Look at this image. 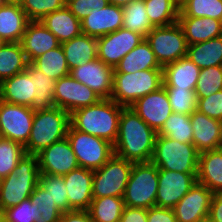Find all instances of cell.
<instances>
[{"instance_id":"11","label":"cell","mask_w":222,"mask_h":222,"mask_svg":"<svg viewBox=\"0 0 222 222\" xmlns=\"http://www.w3.org/2000/svg\"><path fill=\"white\" fill-rule=\"evenodd\" d=\"M34 110L0 100V132L2 137L25 146L29 140Z\"/></svg>"},{"instance_id":"40","label":"cell","mask_w":222,"mask_h":222,"mask_svg":"<svg viewBox=\"0 0 222 222\" xmlns=\"http://www.w3.org/2000/svg\"><path fill=\"white\" fill-rule=\"evenodd\" d=\"M179 17H208L222 21V0H186Z\"/></svg>"},{"instance_id":"1","label":"cell","mask_w":222,"mask_h":222,"mask_svg":"<svg viewBox=\"0 0 222 222\" xmlns=\"http://www.w3.org/2000/svg\"><path fill=\"white\" fill-rule=\"evenodd\" d=\"M157 133L130 107H123L114 154L134 163L151 162Z\"/></svg>"},{"instance_id":"26","label":"cell","mask_w":222,"mask_h":222,"mask_svg":"<svg viewBox=\"0 0 222 222\" xmlns=\"http://www.w3.org/2000/svg\"><path fill=\"white\" fill-rule=\"evenodd\" d=\"M40 22L56 36L60 44L82 34L81 22L66 5L47 14Z\"/></svg>"},{"instance_id":"9","label":"cell","mask_w":222,"mask_h":222,"mask_svg":"<svg viewBox=\"0 0 222 222\" xmlns=\"http://www.w3.org/2000/svg\"><path fill=\"white\" fill-rule=\"evenodd\" d=\"M134 162L113 156L93 170L92 197H123Z\"/></svg>"},{"instance_id":"19","label":"cell","mask_w":222,"mask_h":222,"mask_svg":"<svg viewBox=\"0 0 222 222\" xmlns=\"http://www.w3.org/2000/svg\"><path fill=\"white\" fill-rule=\"evenodd\" d=\"M69 211H88L92 197L93 170L78 167L63 175Z\"/></svg>"},{"instance_id":"58","label":"cell","mask_w":222,"mask_h":222,"mask_svg":"<svg viewBox=\"0 0 222 222\" xmlns=\"http://www.w3.org/2000/svg\"><path fill=\"white\" fill-rule=\"evenodd\" d=\"M6 4H7V3H6L5 0H0V7L4 6V5H6Z\"/></svg>"},{"instance_id":"32","label":"cell","mask_w":222,"mask_h":222,"mask_svg":"<svg viewBox=\"0 0 222 222\" xmlns=\"http://www.w3.org/2000/svg\"><path fill=\"white\" fill-rule=\"evenodd\" d=\"M28 61L21 42L0 46V83L27 69Z\"/></svg>"},{"instance_id":"5","label":"cell","mask_w":222,"mask_h":222,"mask_svg":"<svg viewBox=\"0 0 222 222\" xmlns=\"http://www.w3.org/2000/svg\"><path fill=\"white\" fill-rule=\"evenodd\" d=\"M163 86V69H148L136 73H113L111 99L130 107L139 98Z\"/></svg>"},{"instance_id":"7","label":"cell","mask_w":222,"mask_h":222,"mask_svg":"<svg viewBox=\"0 0 222 222\" xmlns=\"http://www.w3.org/2000/svg\"><path fill=\"white\" fill-rule=\"evenodd\" d=\"M158 167L152 162L133 163L123 196L124 206L149 209L156 206Z\"/></svg>"},{"instance_id":"3","label":"cell","mask_w":222,"mask_h":222,"mask_svg":"<svg viewBox=\"0 0 222 222\" xmlns=\"http://www.w3.org/2000/svg\"><path fill=\"white\" fill-rule=\"evenodd\" d=\"M69 126L70 114L59 107L36 110L31 134L24 146L26 154L36 155L54 142L64 139Z\"/></svg>"},{"instance_id":"16","label":"cell","mask_w":222,"mask_h":222,"mask_svg":"<svg viewBox=\"0 0 222 222\" xmlns=\"http://www.w3.org/2000/svg\"><path fill=\"white\" fill-rule=\"evenodd\" d=\"M130 108L156 133L173 113L164 86L135 101Z\"/></svg>"},{"instance_id":"24","label":"cell","mask_w":222,"mask_h":222,"mask_svg":"<svg viewBox=\"0 0 222 222\" xmlns=\"http://www.w3.org/2000/svg\"><path fill=\"white\" fill-rule=\"evenodd\" d=\"M191 127L193 129L192 143L199 153L216 150L219 147L221 121L210 118L195 110L190 115Z\"/></svg>"},{"instance_id":"8","label":"cell","mask_w":222,"mask_h":222,"mask_svg":"<svg viewBox=\"0 0 222 222\" xmlns=\"http://www.w3.org/2000/svg\"><path fill=\"white\" fill-rule=\"evenodd\" d=\"M66 137L74 151L79 167L90 170L99 169L114 154L112 143L76 130L71 124Z\"/></svg>"},{"instance_id":"41","label":"cell","mask_w":222,"mask_h":222,"mask_svg":"<svg viewBox=\"0 0 222 222\" xmlns=\"http://www.w3.org/2000/svg\"><path fill=\"white\" fill-rule=\"evenodd\" d=\"M25 154L22 144L2 137L0 139V177L3 179L13 172Z\"/></svg>"},{"instance_id":"33","label":"cell","mask_w":222,"mask_h":222,"mask_svg":"<svg viewBox=\"0 0 222 222\" xmlns=\"http://www.w3.org/2000/svg\"><path fill=\"white\" fill-rule=\"evenodd\" d=\"M31 64L43 74L56 81L70 75V70L61 44L37 57Z\"/></svg>"},{"instance_id":"59","label":"cell","mask_w":222,"mask_h":222,"mask_svg":"<svg viewBox=\"0 0 222 222\" xmlns=\"http://www.w3.org/2000/svg\"><path fill=\"white\" fill-rule=\"evenodd\" d=\"M198 222H212L210 219H209V217L208 218H205V219H203V220H201V221H198Z\"/></svg>"},{"instance_id":"37","label":"cell","mask_w":222,"mask_h":222,"mask_svg":"<svg viewBox=\"0 0 222 222\" xmlns=\"http://www.w3.org/2000/svg\"><path fill=\"white\" fill-rule=\"evenodd\" d=\"M146 13L153 27L177 23L180 7L173 0H144Z\"/></svg>"},{"instance_id":"38","label":"cell","mask_w":222,"mask_h":222,"mask_svg":"<svg viewBox=\"0 0 222 222\" xmlns=\"http://www.w3.org/2000/svg\"><path fill=\"white\" fill-rule=\"evenodd\" d=\"M123 27L144 37L154 28L146 13L144 0H133L123 6Z\"/></svg>"},{"instance_id":"54","label":"cell","mask_w":222,"mask_h":222,"mask_svg":"<svg viewBox=\"0 0 222 222\" xmlns=\"http://www.w3.org/2000/svg\"><path fill=\"white\" fill-rule=\"evenodd\" d=\"M7 4H18L20 5L22 0H5Z\"/></svg>"},{"instance_id":"6","label":"cell","mask_w":222,"mask_h":222,"mask_svg":"<svg viewBox=\"0 0 222 222\" xmlns=\"http://www.w3.org/2000/svg\"><path fill=\"white\" fill-rule=\"evenodd\" d=\"M199 152L193 143L179 141L157 135L151 162L158 169L180 173H197Z\"/></svg>"},{"instance_id":"29","label":"cell","mask_w":222,"mask_h":222,"mask_svg":"<svg viewBox=\"0 0 222 222\" xmlns=\"http://www.w3.org/2000/svg\"><path fill=\"white\" fill-rule=\"evenodd\" d=\"M69 70L98 58L97 38L81 34L61 44Z\"/></svg>"},{"instance_id":"53","label":"cell","mask_w":222,"mask_h":222,"mask_svg":"<svg viewBox=\"0 0 222 222\" xmlns=\"http://www.w3.org/2000/svg\"><path fill=\"white\" fill-rule=\"evenodd\" d=\"M132 1L133 0H108L109 4H113L115 6H120V7L126 6Z\"/></svg>"},{"instance_id":"49","label":"cell","mask_w":222,"mask_h":222,"mask_svg":"<svg viewBox=\"0 0 222 222\" xmlns=\"http://www.w3.org/2000/svg\"><path fill=\"white\" fill-rule=\"evenodd\" d=\"M147 222H177L173 209L150 207L147 209Z\"/></svg>"},{"instance_id":"42","label":"cell","mask_w":222,"mask_h":222,"mask_svg":"<svg viewBox=\"0 0 222 222\" xmlns=\"http://www.w3.org/2000/svg\"><path fill=\"white\" fill-rule=\"evenodd\" d=\"M39 184L48 192L49 196L62 213L69 211L67 189L63 176L40 173Z\"/></svg>"},{"instance_id":"23","label":"cell","mask_w":222,"mask_h":222,"mask_svg":"<svg viewBox=\"0 0 222 222\" xmlns=\"http://www.w3.org/2000/svg\"><path fill=\"white\" fill-rule=\"evenodd\" d=\"M201 69L189 58L182 57L163 67L165 89H188L195 91Z\"/></svg>"},{"instance_id":"4","label":"cell","mask_w":222,"mask_h":222,"mask_svg":"<svg viewBox=\"0 0 222 222\" xmlns=\"http://www.w3.org/2000/svg\"><path fill=\"white\" fill-rule=\"evenodd\" d=\"M37 155L25 154L16 168L2 179L0 187V208L5 210L28 199L39 183Z\"/></svg>"},{"instance_id":"56","label":"cell","mask_w":222,"mask_h":222,"mask_svg":"<svg viewBox=\"0 0 222 222\" xmlns=\"http://www.w3.org/2000/svg\"><path fill=\"white\" fill-rule=\"evenodd\" d=\"M179 7L186 1V0H173Z\"/></svg>"},{"instance_id":"27","label":"cell","mask_w":222,"mask_h":222,"mask_svg":"<svg viewBox=\"0 0 222 222\" xmlns=\"http://www.w3.org/2000/svg\"><path fill=\"white\" fill-rule=\"evenodd\" d=\"M197 182L207 186L213 193L222 192V150L199 153Z\"/></svg>"},{"instance_id":"35","label":"cell","mask_w":222,"mask_h":222,"mask_svg":"<svg viewBox=\"0 0 222 222\" xmlns=\"http://www.w3.org/2000/svg\"><path fill=\"white\" fill-rule=\"evenodd\" d=\"M33 205L34 222H59L63 214L39 183L29 197Z\"/></svg>"},{"instance_id":"45","label":"cell","mask_w":222,"mask_h":222,"mask_svg":"<svg viewBox=\"0 0 222 222\" xmlns=\"http://www.w3.org/2000/svg\"><path fill=\"white\" fill-rule=\"evenodd\" d=\"M172 111L191 115L197 109L196 94L188 89H166Z\"/></svg>"},{"instance_id":"25","label":"cell","mask_w":222,"mask_h":222,"mask_svg":"<svg viewBox=\"0 0 222 222\" xmlns=\"http://www.w3.org/2000/svg\"><path fill=\"white\" fill-rule=\"evenodd\" d=\"M187 45L222 36V21L208 17H178Z\"/></svg>"},{"instance_id":"52","label":"cell","mask_w":222,"mask_h":222,"mask_svg":"<svg viewBox=\"0 0 222 222\" xmlns=\"http://www.w3.org/2000/svg\"><path fill=\"white\" fill-rule=\"evenodd\" d=\"M59 222H94L88 211L72 210L61 215Z\"/></svg>"},{"instance_id":"31","label":"cell","mask_w":222,"mask_h":222,"mask_svg":"<svg viewBox=\"0 0 222 222\" xmlns=\"http://www.w3.org/2000/svg\"><path fill=\"white\" fill-rule=\"evenodd\" d=\"M186 57L200 69L222 66V36L189 45Z\"/></svg>"},{"instance_id":"15","label":"cell","mask_w":222,"mask_h":222,"mask_svg":"<svg viewBox=\"0 0 222 222\" xmlns=\"http://www.w3.org/2000/svg\"><path fill=\"white\" fill-rule=\"evenodd\" d=\"M113 73L114 68L98 58L70 70V76L92 89L101 99L111 98Z\"/></svg>"},{"instance_id":"12","label":"cell","mask_w":222,"mask_h":222,"mask_svg":"<svg viewBox=\"0 0 222 222\" xmlns=\"http://www.w3.org/2000/svg\"><path fill=\"white\" fill-rule=\"evenodd\" d=\"M144 39L143 35L121 27L97 38L98 59L115 69L121 59Z\"/></svg>"},{"instance_id":"60","label":"cell","mask_w":222,"mask_h":222,"mask_svg":"<svg viewBox=\"0 0 222 222\" xmlns=\"http://www.w3.org/2000/svg\"><path fill=\"white\" fill-rule=\"evenodd\" d=\"M4 44L3 40L0 38V46Z\"/></svg>"},{"instance_id":"13","label":"cell","mask_w":222,"mask_h":222,"mask_svg":"<svg viewBox=\"0 0 222 222\" xmlns=\"http://www.w3.org/2000/svg\"><path fill=\"white\" fill-rule=\"evenodd\" d=\"M197 182V173L158 169L156 207L173 209Z\"/></svg>"},{"instance_id":"22","label":"cell","mask_w":222,"mask_h":222,"mask_svg":"<svg viewBox=\"0 0 222 222\" xmlns=\"http://www.w3.org/2000/svg\"><path fill=\"white\" fill-rule=\"evenodd\" d=\"M34 80L27 70L3 80L0 83V100L32 109V102L36 95Z\"/></svg>"},{"instance_id":"14","label":"cell","mask_w":222,"mask_h":222,"mask_svg":"<svg viewBox=\"0 0 222 222\" xmlns=\"http://www.w3.org/2000/svg\"><path fill=\"white\" fill-rule=\"evenodd\" d=\"M100 99L92 89L70 75L55 82V107H59L69 114L77 109L96 104Z\"/></svg>"},{"instance_id":"55","label":"cell","mask_w":222,"mask_h":222,"mask_svg":"<svg viewBox=\"0 0 222 222\" xmlns=\"http://www.w3.org/2000/svg\"><path fill=\"white\" fill-rule=\"evenodd\" d=\"M218 149L222 150V121H221V133H220V141H219V147Z\"/></svg>"},{"instance_id":"10","label":"cell","mask_w":222,"mask_h":222,"mask_svg":"<svg viewBox=\"0 0 222 222\" xmlns=\"http://www.w3.org/2000/svg\"><path fill=\"white\" fill-rule=\"evenodd\" d=\"M145 39L162 68L187 55L188 45L178 22L169 26L154 27Z\"/></svg>"},{"instance_id":"20","label":"cell","mask_w":222,"mask_h":222,"mask_svg":"<svg viewBox=\"0 0 222 222\" xmlns=\"http://www.w3.org/2000/svg\"><path fill=\"white\" fill-rule=\"evenodd\" d=\"M80 22L82 34L99 38L123 27V9L108 4L104 8L92 10Z\"/></svg>"},{"instance_id":"50","label":"cell","mask_w":222,"mask_h":222,"mask_svg":"<svg viewBox=\"0 0 222 222\" xmlns=\"http://www.w3.org/2000/svg\"><path fill=\"white\" fill-rule=\"evenodd\" d=\"M119 222H147V209L124 206Z\"/></svg>"},{"instance_id":"47","label":"cell","mask_w":222,"mask_h":222,"mask_svg":"<svg viewBox=\"0 0 222 222\" xmlns=\"http://www.w3.org/2000/svg\"><path fill=\"white\" fill-rule=\"evenodd\" d=\"M3 222H34L33 205L30 199L3 210Z\"/></svg>"},{"instance_id":"28","label":"cell","mask_w":222,"mask_h":222,"mask_svg":"<svg viewBox=\"0 0 222 222\" xmlns=\"http://www.w3.org/2000/svg\"><path fill=\"white\" fill-rule=\"evenodd\" d=\"M29 20L18 4L0 7V38L4 43L21 42Z\"/></svg>"},{"instance_id":"51","label":"cell","mask_w":222,"mask_h":222,"mask_svg":"<svg viewBox=\"0 0 222 222\" xmlns=\"http://www.w3.org/2000/svg\"><path fill=\"white\" fill-rule=\"evenodd\" d=\"M208 217L212 222H222V192L214 193Z\"/></svg>"},{"instance_id":"39","label":"cell","mask_w":222,"mask_h":222,"mask_svg":"<svg viewBox=\"0 0 222 222\" xmlns=\"http://www.w3.org/2000/svg\"><path fill=\"white\" fill-rule=\"evenodd\" d=\"M157 135L168 137L181 143H192L193 129L190 115L173 112Z\"/></svg>"},{"instance_id":"30","label":"cell","mask_w":222,"mask_h":222,"mask_svg":"<svg viewBox=\"0 0 222 222\" xmlns=\"http://www.w3.org/2000/svg\"><path fill=\"white\" fill-rule=\"evenodd\" d=\"M148 69H163L157 62L149 43L144 39L126 54L115 67L114 73H136Z\"/></svg>"},{"instance_id":"44","label":"cell","mask_w":222,"mask_h":222,"mask_svg":"<svg viewBox=\"0 0 222 222\" xmlns=\"http://www.w3.org/2000/svg\"><path fill=\"white\" fill-rule=\"evenodd\" d=\"M66 5V0H22L20 6L29 21H41L47 14Z\"/></svg>"},{"instance_id":"43","label":"cell","mask_w":222,"mask_h":222,"mask_svg":"<svg viewBox=\"0 0 222 222\" xmlns=\"http://www.w3.org/2000/svg\"><path fill=\"white\" fill-rule=\"evenodd\" d=\"M222 90V66L202 68L196 83V98L209 97Z\"/></svg>"},{"instance_id":"46","label":"cell","mask_w":222,"mask_h":222,"mask_svg":"<svg viewBox=\"0 0 222 222\" xmlns=\"http://www.w3.org/2000/svg\"><path fill=\"white\" fill-rule=\"evenodd\" d=\"M206 116L222 121V90L209 97L197 98V109Z\"/></svg>"},{"instance_id":"17","label":"cell","mask_w":222,"mask_h":222,"mask_svg":"<svg viewBox=\"0 0 222 222\" xmlns=\"http://www.w3.org/2000/svg\"><path fill=\"white\" fill-rule=\"evenodd\" d=\"M36 155L40 173L63 176L79 167L67 137L54 142Z\"/></svg>"},{"instance_id":"48","label":"cell","mask_w":222,"mask_h":222,"mask_svg":"<svg viewBox=\"0 0 222 222\" xmlns=\"http://www.w3.org/2000/svg\"><path fill=\"white\" fill-rule=\"evenodd\" d=\"M108 4V0H66V6L79 21L86 18L92 10L104 8Z\"/></svg>"},{"instance_id":"2","label":"cell","mask_w":222,"mask_h":222,"mask_svg":"<svg viewBox=\"0 0 222 222\" xmlns=\"http://www.w3.org/2000/svg\"><path fill=\"white\" fill-rule=\"evenodd\" d=\"M123 107L111 98L100 99L96 104L71 113L70 124L76 130L103 138L114 145L118 137Z\"/></svg>"},{"instance_id":"21","label":"cell","mask_w":222,"mask_h":222,"mask_svg":"<svg viewBox=\"0 0 222 222\" xmlns=\"http://www.w3.org/2000/svg\"><path fill=\"white\" fill-rule=\"evenodd\" d=\"M21 44L29 63L60 45L56 36L40 21L28 22Z\"/></svg>"},{"instance_id":"36","label":"cell","mask_w":222,"mask_h":222,"mask_svg":"<svg viewBox=\"0 0 222 222\" xmlns=\"http://www.w3.org/2000/svg\"><path fill=\"white\" fill-rule=\"evenodd\" d=\"M124 209L123 197L93 198L88 212L94 222H119Z\"/></svg>"},{"instance_id":"34","label":"cell","mask_w":222,"mask_h":222,"mask_svg":"<svg viewBox=\"0 0 222 222\" xmlns=\"http://www.w3.org/2000/svg\"><path fill=\"white\" fill-rule=\"evenodd\" d=\"M35 79V98L32 102V110H43L55 107L54 92L56 80L43 74L36 69L31 63H28L26 69Z\"/></svg>"},{"instance_id":"57","label":"cell","mask_w":222,"mask_h":222,"mask_svg":"<svg viewBox=\"0 0 222 222\" xmlns=\"http://www.w3.org/2000/svg\"><path fill=\"white\" fill-rule=\"evenodd\" d=\"M0 222H3V210L0 208Z\"/></svg>"},{"instance_id":"18","label":"cell","mask_w":222,"mask_h":222,"mask_svg":"<svg viewBox=\"0 0 222 222\" xmlns=\"http://www.w3.org/2000/svg\"><path fill=\"white\" fill-rule=\"evenodd\" d=\"M214 193L199 182L173 208L177 222H198L208 218Z\"/></svg>"}]
</instances>
